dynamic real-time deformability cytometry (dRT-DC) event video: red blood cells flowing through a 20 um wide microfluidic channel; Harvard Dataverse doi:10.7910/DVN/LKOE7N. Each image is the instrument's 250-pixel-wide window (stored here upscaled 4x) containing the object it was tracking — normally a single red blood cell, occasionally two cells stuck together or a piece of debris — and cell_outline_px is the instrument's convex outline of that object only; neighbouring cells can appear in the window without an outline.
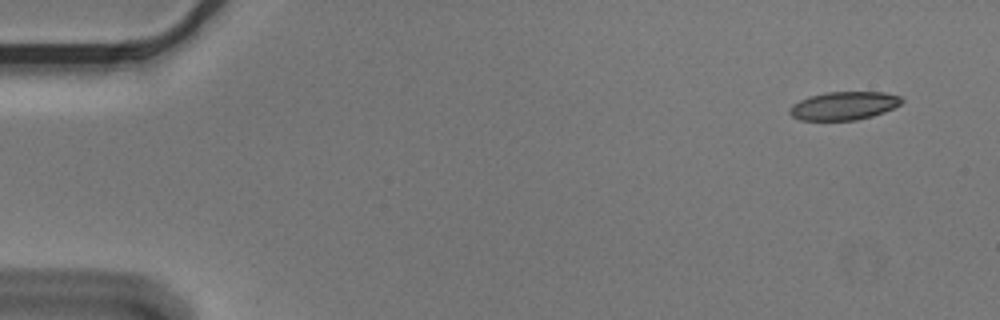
{"species": "Egyptian fruit bat (a non-hibernating species)", "species_latin": "Rousettus aegyptiacus", "temperature_condition": "cold", "stored_images_in_passage": 4, "camera_frame_rate_fps": 3000, "um_per_image_px": 0.085, "animal": {"sex": "male"}, "frame": {"image": 1, "passage_image": 1, "time_ms": 0.0, "image_size_px": [1000, 320], "cell_outline_px": [[904, 100], [900, 104], [884, 112], [872, 116], [856, 120], [800, 120], [792, 116], [788, 112], [788, 108], [792, 104], [808, 96], [828, 92], [884, 92], [900, 96]], "centroid_in_image_um": [71.7, 8.99], "position_along_channel_um": 13.3, "area_um2": 18.5}}
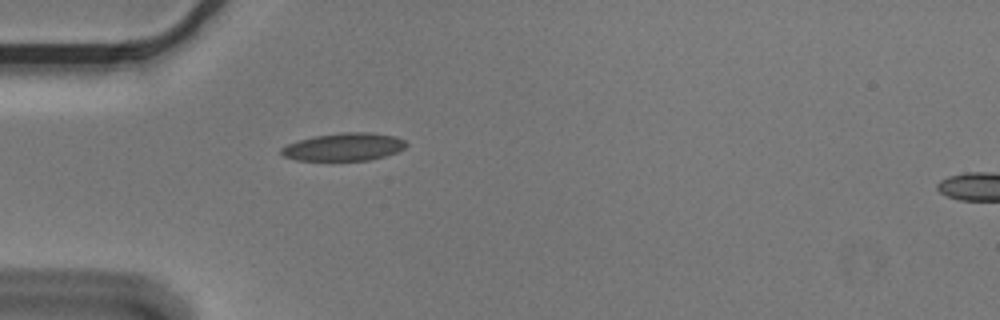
{"frame": {"image": 2, "passage_image": 4, "time_ms": 1.0, "image_size_px": [1000, 320], "cell_outline_px": [[408, 144], [404, 148], [396, 152], [384, 156], [368, 160], [296, 160], [284, 156], [280, 152], [280, 148], [288, 144], [312, 136], [340, 132], [368, 132], [396, 136], [404, 140]], "centroid_in_image_um": [29.23, 12.47], "position_along_channel_um": 55.8, "area_um2": 20.17}}